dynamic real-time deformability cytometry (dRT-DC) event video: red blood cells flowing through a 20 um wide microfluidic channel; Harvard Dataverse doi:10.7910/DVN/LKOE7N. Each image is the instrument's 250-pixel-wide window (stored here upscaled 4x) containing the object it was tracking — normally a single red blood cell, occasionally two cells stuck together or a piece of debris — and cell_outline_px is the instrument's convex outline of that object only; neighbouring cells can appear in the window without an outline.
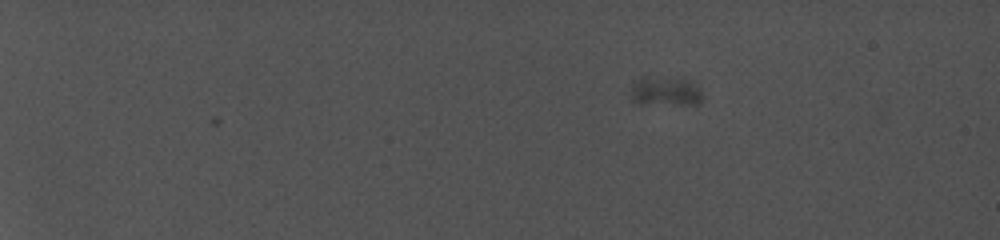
{"species": "common noctule bat (a hibernating species)", "species_latin": "Nyctalus noctula", "temperature_condition": "cold", "stored_images_in_passage": 44, "camera_frame_rate_fps": 5000, "um_per_image_px": 0.085, "animal": {"sex": "female", "body_mass_g": 19.0, "forearm_length_mm": 56.7}, "frame": {"image": 1, "passage_image": 1, "time_ms": 0.0, "image_size_px": [1000, 240], "cell_outline_px": [[704, 96], [700, 104], [640, 104], [632, 100], [632, 88], [640, 80], [684, 80], [700, 88]], "centroid_in_image_um": [56.65, 7.87], "position_along_channel_um": 28.3, "area_um2": 11.21}}
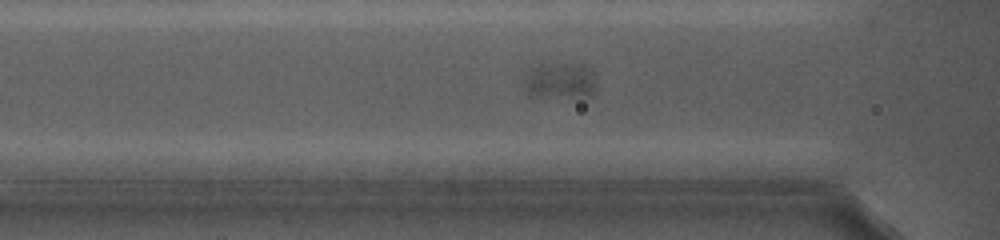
{"frame": {"image": 2, "passage_image": 23, "time_ms": 8.4, "image_size_px": [1000, 240], "cell_outline_px": [[592, 96], [572, 96], [528, 92], [524, 84], [524, 80], [536, 68], [584, 68], [592, 84]], "centroid_in_image_um": [47.56, 6.96], "position_along_channel_um": 119.0, "area_um2": 11.91}}
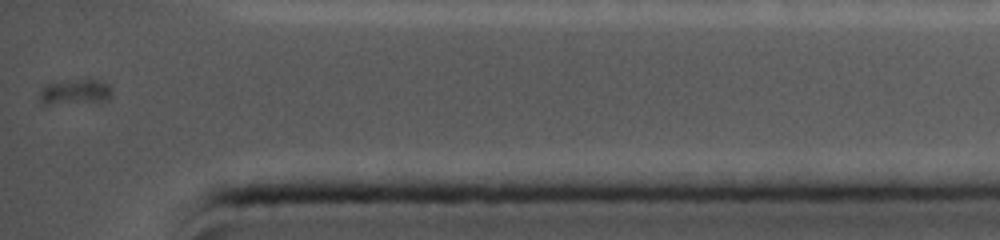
{"frame": {"image": 3, "passage_image": 44, "time_ms": 18.2, "image_size_px": [1000, 240], "cell_outline_px": [[112, 92], [108, 100], [48, 104], [44, 104], [40, 100], [40, 92], [48, 84], [80, 80], [96, 80], [108, 84], [112, 88]], "centroid_in_image_um": [6.43, 7.82], "position_along_channel_um": 428.8, "area_um2": 10.06}}